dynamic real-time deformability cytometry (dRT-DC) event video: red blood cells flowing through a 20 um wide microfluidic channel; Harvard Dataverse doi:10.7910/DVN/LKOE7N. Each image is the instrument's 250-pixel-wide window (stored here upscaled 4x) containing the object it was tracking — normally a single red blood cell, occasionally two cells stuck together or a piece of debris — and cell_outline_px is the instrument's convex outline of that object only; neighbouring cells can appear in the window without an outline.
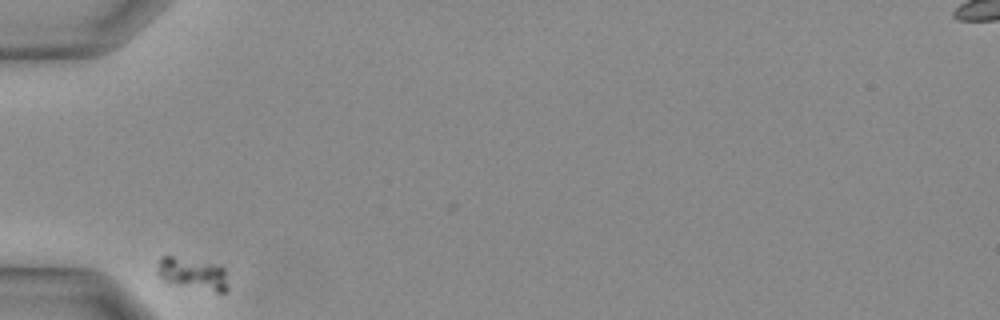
{"species": "Egyptian fruit bat (a non-hibernating species)", "species_latin": "Rousettus aegyptiacus", "temperature_condition": "warm", "stored_images_in_passage": 21, "camera_frame_rate_fps": 3000, "um_per_image_px": 0.085, "animal": {"sex": "female"}, "frame": {"image": 1, "passage_image": 1, "time_ms": 0.0, "image_size_px": [1000, 320], "cell_outline_px": [[228, 292], [216, 292], [180, 284], [164, 280], [156, 272], [156, 268], [160, 256], [172, 256], [212, 264], [224, 268], [228, 288]], "centroid_in_image_um": [16.37, 23.26], "position_along_channel_um": 68.6, "area_um2": 12.77}}
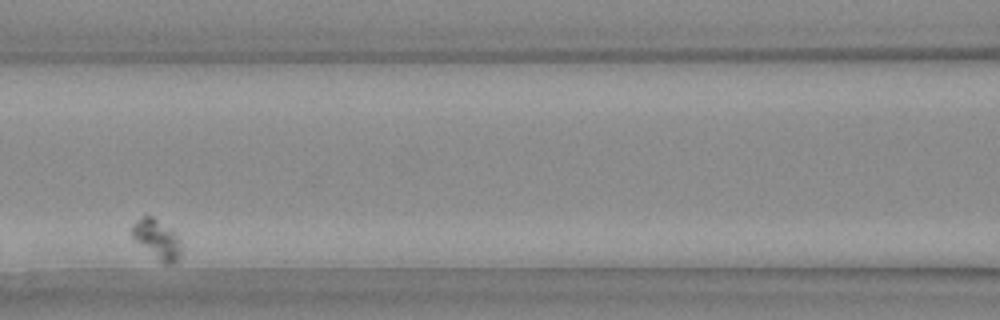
{"frame": {"image": 2, "passage_image": 7, "time_ms": 2.0, "image_size_px": [1000, 320], "cell_outline_px": [[180, 256], [176, 264], [164, 264], [140, 244], [132, 236], [132, 224], [136, 220], [144, 216], [152, 216], [172, 232], [176, 236], [180, 244]], "centroid_in_image_um": [13.34, 20.36], "position_along_channel_um": 153.3, "area_um2": 10.75}}
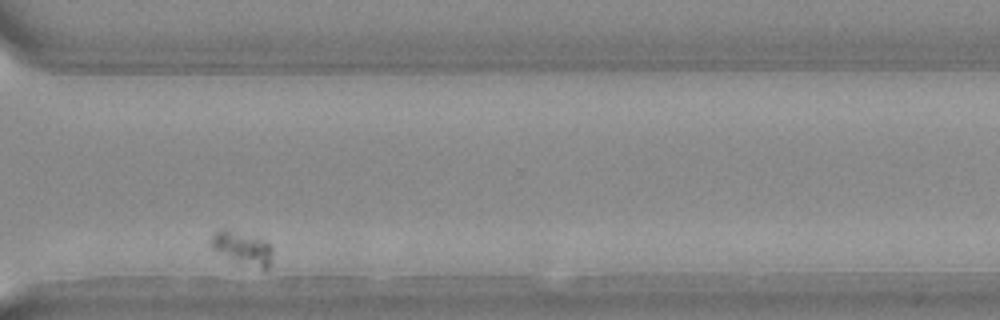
{"frame": {"image": 3, "passage_image": 20, "time_ms": 6.333, "image_size_px": [1000, 320], "cell_outline_px": [[272, 264], [264, 272], [228, 256], [212, 248], [208, 244], [208, 240], [220, 228], [224, 228], [260, 236], [268, 240], [272, 244]], "centroid_in_image_um": [20.7, 21.06], "position_along_channel_um": 349.9, "area_um2": 12.43}}